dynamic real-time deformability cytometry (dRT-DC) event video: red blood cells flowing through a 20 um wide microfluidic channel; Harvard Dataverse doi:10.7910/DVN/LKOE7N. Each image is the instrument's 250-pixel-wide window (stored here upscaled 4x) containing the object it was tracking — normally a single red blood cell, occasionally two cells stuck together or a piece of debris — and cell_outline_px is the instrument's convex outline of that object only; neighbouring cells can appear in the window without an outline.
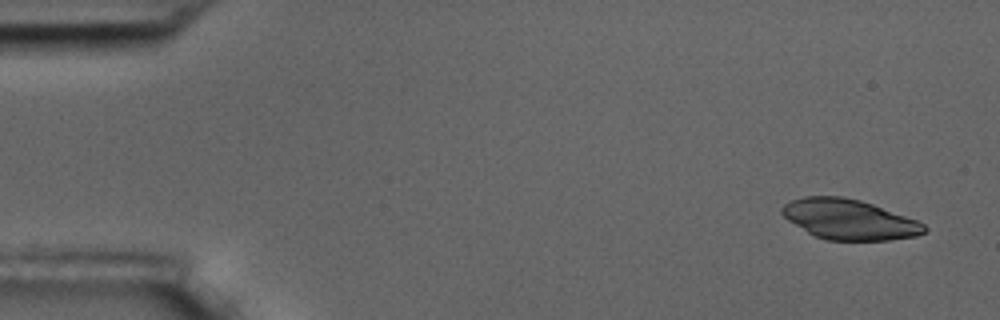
{"species": "common noctule bat (a hibernating species)", "species_latin": "Nyctalus noctula", "temperature_condition": "room temperature", "stored_images_in_passage": 4, "camera_frame_rate_fps": 3000, "um_per_image_px": 0.085, "animal": {"sex": "male", "body_mass_g": 17.5, "forearm_length_mm": 52.3}, "frame": {"image": 1, "passage_image": 1, "time_ms": 0.0, "image_size_px": [1000, 320], "cell_outline_px": [[928, 232], [916, 236], [888, 240], [828, 240], [816, 236], [808, 232], [788, 220], [780, 212], [780, 208], [784, 204], [792, 200], [804, 196], [844, 196], [860, 200], [872, 204], [916, 220], [924, 224], [928, 228]], "centroid_in_image_um": [72.18, 18.65], "position_along_channel_um": 12.8, "area_um2": 33.18}}